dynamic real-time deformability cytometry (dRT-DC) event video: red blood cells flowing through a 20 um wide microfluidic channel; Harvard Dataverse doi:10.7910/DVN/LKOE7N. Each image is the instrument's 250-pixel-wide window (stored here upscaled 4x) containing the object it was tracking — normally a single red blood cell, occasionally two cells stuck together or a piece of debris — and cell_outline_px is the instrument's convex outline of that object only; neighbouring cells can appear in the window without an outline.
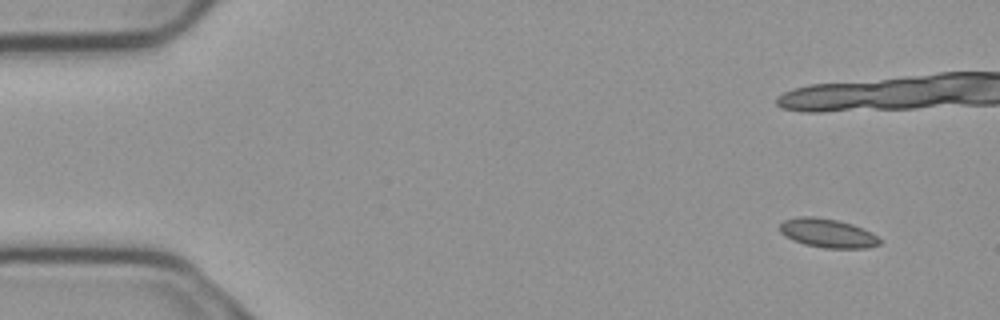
{"species": "common noctule bat (a hibernating species)", "species_latin": "Nyctalus noctula", "temperature_condition": "cold", "stored_images_in_passage": 7, "camera_frame_rate_fps": 3000, "um_per_image_px": 0.085, "animal": {"sex": "male", "body_mass_g": 23.1, "forearm_length_mm": 52.7}, "frame": {"image": 1, "passage_image": 1, "time_ms": 0.0, "image_size_px": [1000, 320], "cell_outline_px": [[880, 244], [868, 248], [824, 248], [804, 244], [792, 240], [784, 236], [780, 232], [780, 224], [784, 220], [800, 216], [816, 216], [840, 220], [852, 224], [872, 232], [880, 240]], "centroid_in_image_um": [70.33, 19.81], "position_along_channel_um": 14.7, "area_um2": 16.99}}